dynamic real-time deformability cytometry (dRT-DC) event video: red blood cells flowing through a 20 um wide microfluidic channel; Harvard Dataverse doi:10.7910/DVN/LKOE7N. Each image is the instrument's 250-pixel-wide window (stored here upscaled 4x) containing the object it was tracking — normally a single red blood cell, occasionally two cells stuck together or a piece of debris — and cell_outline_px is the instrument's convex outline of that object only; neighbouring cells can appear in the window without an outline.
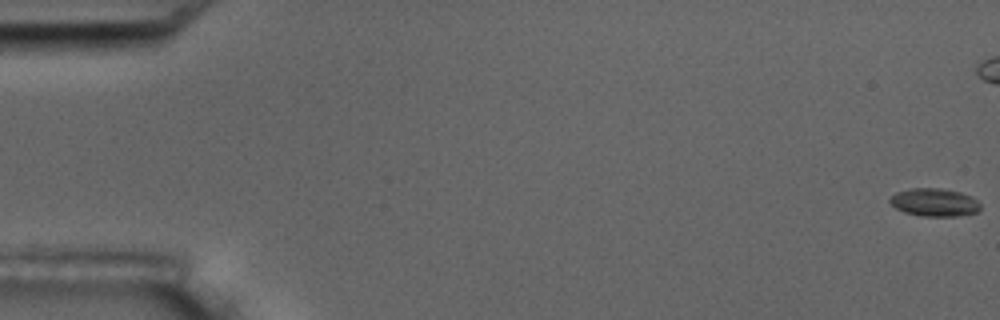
{"species": "common noctule bat (a hibernating species)", "species_latin": "Nyctalus noctula", "temperature_condition": "room temperature", "stored_images_in_passage": 5, "camera_frame_rate_fps": 3000, "um_per_image_px": 0.085, "animal": {"sex": "male", "body_mass_g": 17.5, "forearm_length_mm": 52.3}, "frame": {"image": 1, "passage_image": 1, "time_ms": 0.0, "image_size_px": [1000, 320], "cell_outline_px": [[980, 208], [976, 212], [956, 216], [920, 216], [904, 212], [896, 208], [888, 200], [896, 192], [908, 188], [944, 188], [960, 192], [972, 196], [980, 204]], "centroid_in_image_um": [79.41, 17.19], "position_along_channel_um": 5.6, "area_um2": 14.8}}